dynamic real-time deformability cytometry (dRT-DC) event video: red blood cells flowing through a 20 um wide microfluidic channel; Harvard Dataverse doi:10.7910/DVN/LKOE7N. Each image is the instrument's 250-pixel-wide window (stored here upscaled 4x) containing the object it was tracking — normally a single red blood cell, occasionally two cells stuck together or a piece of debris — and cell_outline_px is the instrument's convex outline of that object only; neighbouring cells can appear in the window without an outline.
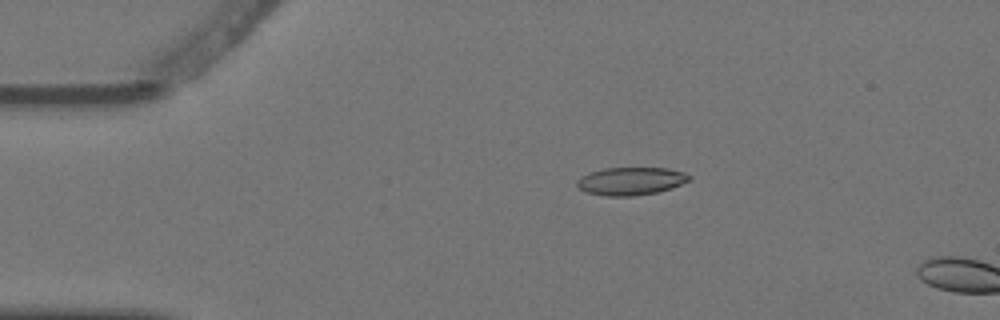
{"species": "Egyptian fruit bat (a non-hibernating species)", "species_latin": "Rousettus aegyptiacus", "temperature_condition": "warm", "stored_images_in_passage": 2, "camera_frame_rate_fps": 3000, "um_per_image_px": 0.085, "animal": {"sex": "female"}, "frame": {"image": 1, "passage_image": 1, "time_ms": 0.0, "image_size_px": [1000, 320], "cell_outline_px": [[692, 180], [672, 188], [656, 192], [632, 196], [604, 196], [584, 192], [576, 184], [576, 180], [580, 176], [588, 172], [604, 168], [668, 168], [684, 172], [692, 176]], "centroid_in_image_um": [53.62, 15.39], "position_along_channel_um": 31.4, "area_um2": 18.5}}